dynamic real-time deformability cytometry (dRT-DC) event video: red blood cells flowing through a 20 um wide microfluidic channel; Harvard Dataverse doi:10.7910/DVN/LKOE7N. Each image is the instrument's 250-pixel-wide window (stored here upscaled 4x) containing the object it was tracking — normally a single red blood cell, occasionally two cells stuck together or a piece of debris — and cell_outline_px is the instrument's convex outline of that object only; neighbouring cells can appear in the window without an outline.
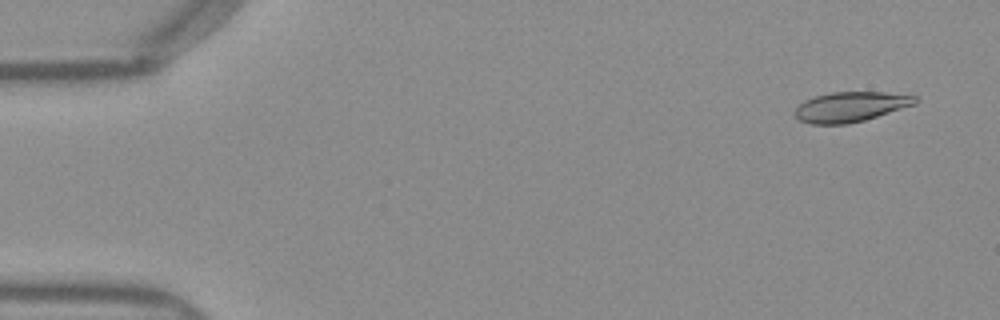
{"species": "Egyptian fruit bat (a non-hibernating species)", "species_latin": "Rousettus aegyptiacus", "temperature_condition": "warm", "stored_images_in_passage": 12, "camera_frame_rate_fps": 3000, "um_per_image_px": 0.085, "frame": {"image": 1, "passage_image": 3, "time_ms": 0.667, "image_size_px": [1000, 320], "cell_outline_px": [[920, 100], [916, 104], [864, 120], [848, 124], [812, 124], [800, 120], [792, 112], [804, 100], [816, 96], [832, 92], [884, 92], [916, 96]], "centroid_in_image_um": [72.31, 9.07], "position_along_channel_um": 12.7, "area_um2": 20.98}}